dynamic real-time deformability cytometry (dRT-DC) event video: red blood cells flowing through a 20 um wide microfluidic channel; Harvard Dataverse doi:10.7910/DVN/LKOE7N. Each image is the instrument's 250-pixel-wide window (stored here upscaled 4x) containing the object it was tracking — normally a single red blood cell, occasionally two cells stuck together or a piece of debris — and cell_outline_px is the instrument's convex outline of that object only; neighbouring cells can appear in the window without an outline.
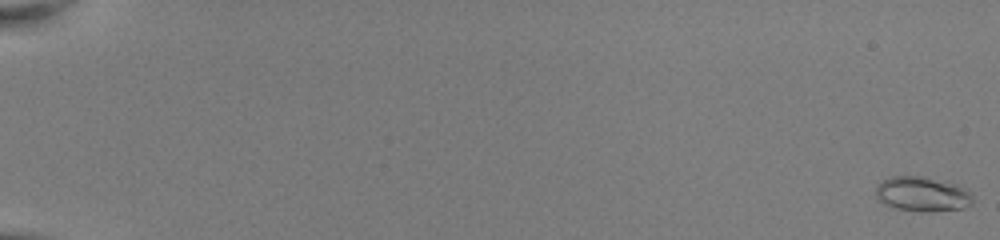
{"species": "common noctule bat (a hibernating species)", "species_latin": "Nyctalus noctula", "temperature_condition": "room temperature", "stored_images_in_passage": 17, "camera_frame_rate_fps": 3000, "um_per_image_px": 0.085, "animal": {"sex": "female", "body_mass_g": 22.0, "forearm_length_mm": 56.7}, "frame": {"image": 1, "passage_image": 1, "time_ms": 0.0, "image_size_px": [1000, 240], "cell_outline_px": [[972, 204], [964, 208], [924, 212], [920, 212], [896, 208], [884, 204], [876, 196], [876, 188], [884, 180], [892, 176], [924, 176], [956, 184], [968, 192], [972, 196]], "centroid_in_image_um": [78.39, 16.5], "position_along_channel_um": 6.6, "area_um2": 19.42}}